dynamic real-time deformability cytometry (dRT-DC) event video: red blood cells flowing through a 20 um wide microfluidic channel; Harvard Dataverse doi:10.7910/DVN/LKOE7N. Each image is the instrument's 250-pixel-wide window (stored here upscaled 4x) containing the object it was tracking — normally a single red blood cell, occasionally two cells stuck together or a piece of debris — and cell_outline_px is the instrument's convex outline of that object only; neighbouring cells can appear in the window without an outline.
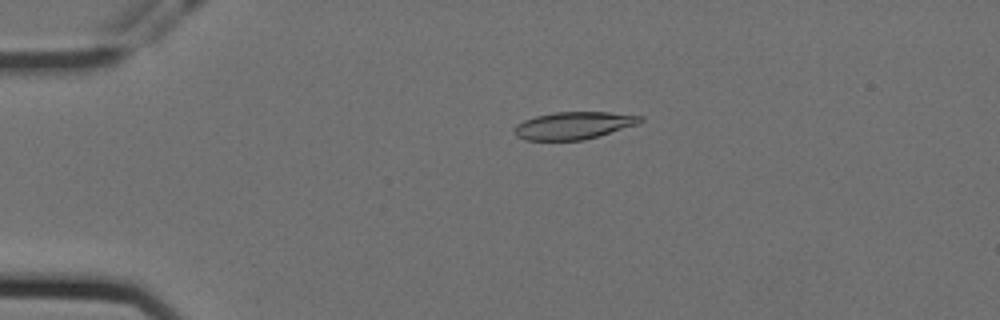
{"species": "Egyptian fruit bat (a non-hibernating species)", "species_latin": "Rousettus aegyptiacus", "temperature_condition": "cold", "stored_images_in_passage": 57, "camera_frame_rate_fps": 3000, "um_per_image_px": 0.085, "animal": {"sex": "female"}, "frame": {"image": 1, "passage_image": 13, "time_ms": 4.0, "image_size_px": [1000, 320], "cell_outline_px": [[644, 120], [640, 124], [584, 140], [524, 140], [516, 136], [516, 124], [524, 120], [536, 116], [556, 112], [608, 112], [644, 116]], "centroid_in_image_um": [48.82, 10.66], "position_along_channel_um": 36.2, "area_um2": 20.11}}
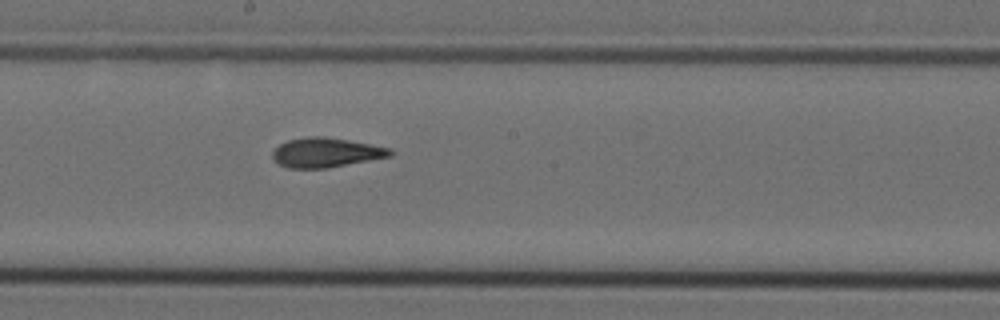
{"frame": {"image": 2, "passage_image": 32, "time_ms": 10.333, "image_size_px": [1000, 320], "cell_outline_px": [[396, 152], [392, 156], [324, 168], [288, 168], [280, 164], [272, 156], [272, 152], [280, 144], [288, 140], [308, 136], [324, 136], [348, 140], [392, 148]], "centroid_in_image_um": [27.74, 12.95], "position_along_channel_um": 220.5, "area_um2": 20.11}}
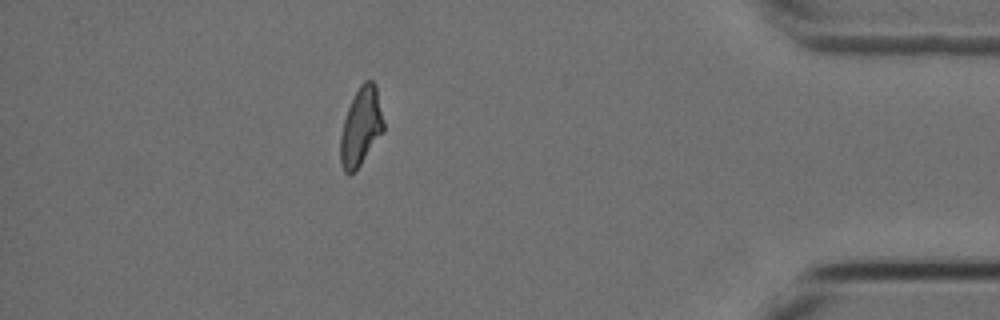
{"frame": {"image": 3, "passage_image": 51, "time_ms": 16.667, "image_size_px": [1000, 320], "cell_outline_px": [[384, 132], [356, 172], [348, 176], [344, 172], [340, 164], [340, 136], [344, 120], [348, 108], [360, 84], [364, 80], [372, 80], [376, 84], [384, 124]], "centroid_in_image_um": [30.68, 10.83], "position_along_channel_um": 404.5, "area_um2": 20.0}, "authors_computed_cell_mechanics": {"area_um2": 20.23, "velocity_mm_per_s": 3.5698, "shape_relaxation_time_tau1_ms": 5.6618, "shape_relaxation_time_tau2_ms": 2.2726, "deformation_change_tau1": 0.1844, "deformation_change_tau2": 0.1045}}